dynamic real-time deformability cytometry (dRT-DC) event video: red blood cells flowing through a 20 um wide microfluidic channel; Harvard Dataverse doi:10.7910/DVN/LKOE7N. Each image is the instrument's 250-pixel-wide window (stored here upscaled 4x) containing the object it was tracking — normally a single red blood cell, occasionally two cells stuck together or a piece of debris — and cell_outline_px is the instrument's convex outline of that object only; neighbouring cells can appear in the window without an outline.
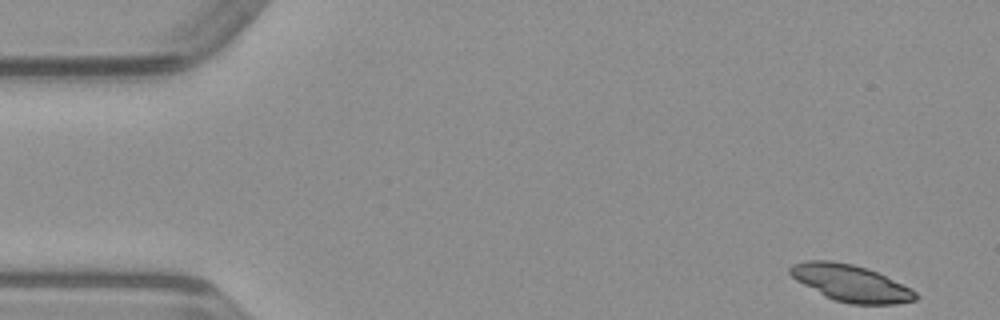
{"species": "common noctule bat (a hibernating species)", "species_latin": "Nyctalus noctula", "temperature_condition": "warm", "stored_images_in_passage": 48, "camera_frame_rate_fps": 3000, "um_per_image_px": 0.085, "animal": {"sex": "male", "body_mass_g": 23.1, "forearm_length_mm": 52.7}, "frame": {"image": 1, "passage_image": 1, "time_ms": 0.0, "image_size_px": [1000, 320], "cell_outline_px": [[920, 296], [916, 300], [896, 304], [848, 304], [832, 300], [824, 296], [796, 280], [788, 272], [788, 268], [792, 264], [808, 260], [828, 260], [852, 264], [868, 268], [916, 292]], "centroid_in_image_um": [72.27, 24.07], "position_along_channel_um": 12.7, "area_um2": 26.7}}